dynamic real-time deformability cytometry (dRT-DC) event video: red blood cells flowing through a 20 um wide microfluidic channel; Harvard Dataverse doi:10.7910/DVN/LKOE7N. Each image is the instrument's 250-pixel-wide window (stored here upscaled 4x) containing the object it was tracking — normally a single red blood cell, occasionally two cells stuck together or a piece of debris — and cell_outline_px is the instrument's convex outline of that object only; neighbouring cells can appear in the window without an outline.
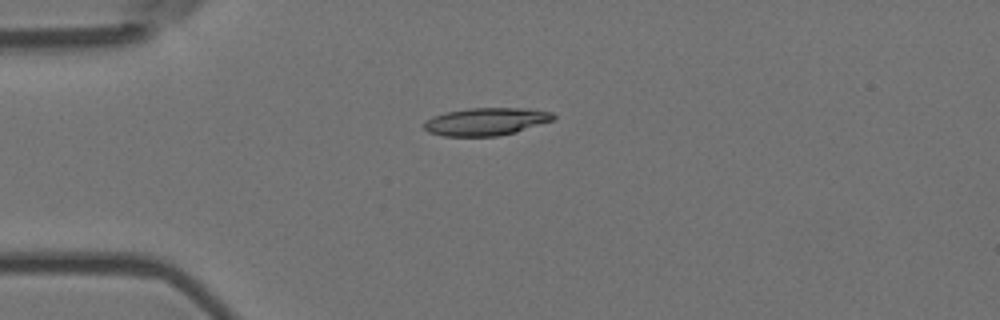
{"species": "Egyptian fruit bat (a non-hibernating species)", "species_latin": "Rousettus aegyptiacus", "temperature_condition": "room temperature", "stored_images_in_passage": 3, "camera_frame_rate_fps": 3000, "um_per_image_px": 0.085, "animal": {"sex": "female"}, "frame": {"image": 1, "passage_image": 3, "time_ms": 0.667, "image_size_px": [1000, 320], "cell_outline_px": [[556, 120], [516, 132], [496, 136], [444, 136], [428, 132], [424, 128], [424, 124], [432, 116], [444, 112], [468, 108], [528, 108], [552, 112], [556, 116]], "centroid_in_image_um": [41.36, 10.33], "position_along_channel_um": 43.6, "area_um2": 21.04}}